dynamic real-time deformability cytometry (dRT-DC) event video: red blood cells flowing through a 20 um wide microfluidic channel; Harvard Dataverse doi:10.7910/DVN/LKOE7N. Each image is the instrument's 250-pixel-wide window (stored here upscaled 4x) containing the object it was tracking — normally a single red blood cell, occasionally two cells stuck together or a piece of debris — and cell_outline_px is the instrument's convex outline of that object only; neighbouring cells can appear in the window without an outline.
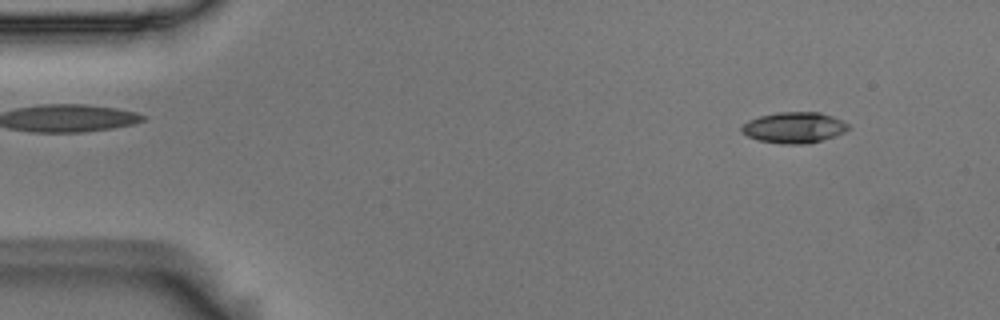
{"species": "Egyptian fruit bat (a non-hibernating species)", "species_latin": "Rousettus aegyptiacus", "temperature_condition": "room temperature", "stored_images_in_passage": 51, "camera_frame_rate_fps": 3000, "um_per_image_px": 0.085, "animal": {"sex": "male"}, "frame": {"image": 1, "passage_image": 2, "time_ms": 0.333, "image_size_px": [1000, 320], "cell_outline_px": [[848, 128], [844, 132], [808, 144], [780, 144], [756, 140], [740, 132], [740, 128], [748, 120], [760, 116], [780, 112], [820, 112], [844, 120], [848, 124]], "centroid_in_image_um": [67.46, 10.84], "position_along_channel_um": 17.5, "area_um2": 19.25}}
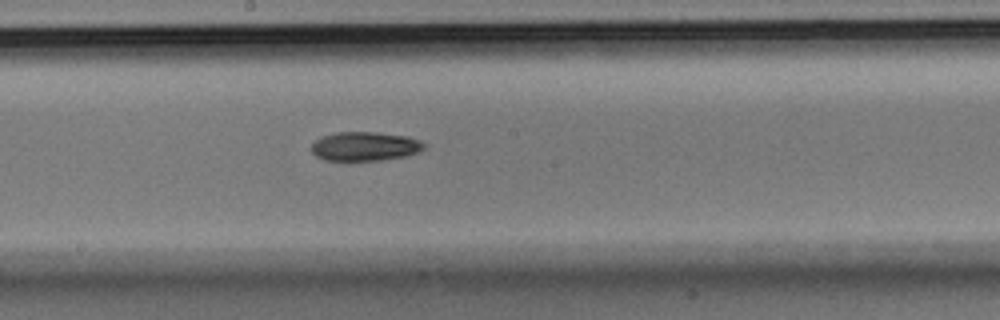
{"frame": {"image": 2, "passage_image": 26, "time_ms": 8.333, "image_size_px": [1000, 320], "cell_outline_px": [[428, 144], [424, 148], [416, 152], [404, 156], [380, 160], [324, 160], [316, 156], [312, 152], [312, 144], [320, 136], [336, 132], [376, 132], [408, 136], [420, 140]], "centroid_in_image_um": [31.01, 12.42], "position_along_channel_um": 217.2, "area_um2": 19.07}}
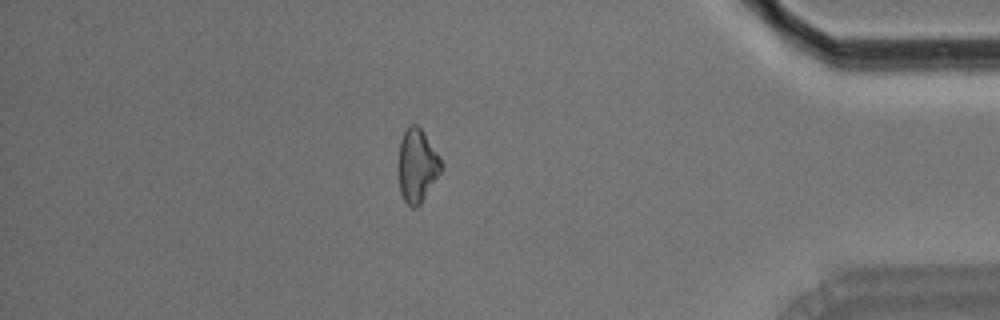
{"frame": {"image": 3, "passage_image": 44, "time_ms": 14.333, "image_size_px": [1000, 320], "cell_outline_px": [[444, 164], [440, 172], [420, 204], [416, 208], [412, 208], [404, 200], [400, 192], [400, 140], [408, 124], [416, 124], [420, 128]], "centroid_in_image_um": [35.46, 14.07], "position_along_channel_um": 399.7, "area_um2": 17.69}, "authors_computed_cell_mechanics": {"area_um2": 18.9584, "velocity_mm_per_s": 3.6528, "shape_relaxation_time_tau1_ms": 7.8072, "shape_relaxation_time_tau2_ms": null, "deformation_change_tau1": 0.1667, "deformation_change_tau2": null}}